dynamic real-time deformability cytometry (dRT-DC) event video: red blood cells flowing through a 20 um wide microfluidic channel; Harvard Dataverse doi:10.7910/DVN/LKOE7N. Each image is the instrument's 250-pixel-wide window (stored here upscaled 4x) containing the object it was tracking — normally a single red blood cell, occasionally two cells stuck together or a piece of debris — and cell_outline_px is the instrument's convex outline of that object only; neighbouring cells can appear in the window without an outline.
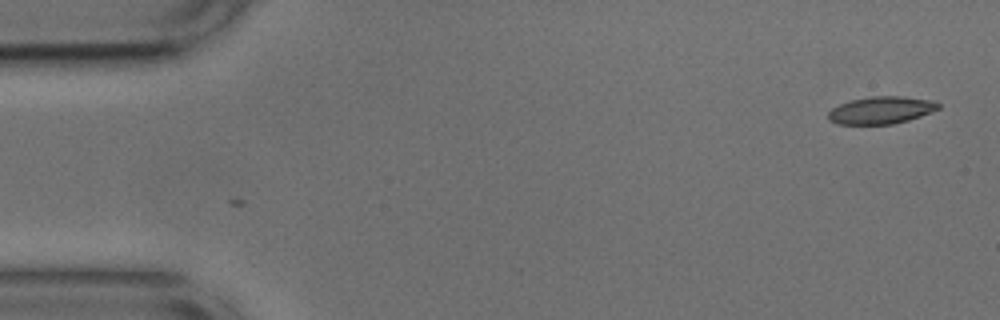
{"species": "common noctule bat (a hibernating species)", "species_latin": "Nyctalus noctula", "temperature_condition": "cold", "stored_images_in_passage": 5, "camera_frame_rate_fps": 3000, "um_per_image_px": 0.085, "animal": {"sex": "male", "body_mass_g": 17.9, "forearm_length_mm": 54.2}, "frame": {"image": 1, "passage_image": 5, "time_ms": 1.333, "image_size_px": [1000, 320], "cell_outline_px": [[940, 108], [932, 112], [908, 120], [892, 124], [836, 124], [828, 120], [828, 112], [832, 108], [840, 104], [852, 100], [872, 96], [900, 96], [932, 100], [940, 104]], "centroid_in_image_um": [74.89, 9.37], "position_along_channel_um": 10.1, "area_um2": 17.51}}